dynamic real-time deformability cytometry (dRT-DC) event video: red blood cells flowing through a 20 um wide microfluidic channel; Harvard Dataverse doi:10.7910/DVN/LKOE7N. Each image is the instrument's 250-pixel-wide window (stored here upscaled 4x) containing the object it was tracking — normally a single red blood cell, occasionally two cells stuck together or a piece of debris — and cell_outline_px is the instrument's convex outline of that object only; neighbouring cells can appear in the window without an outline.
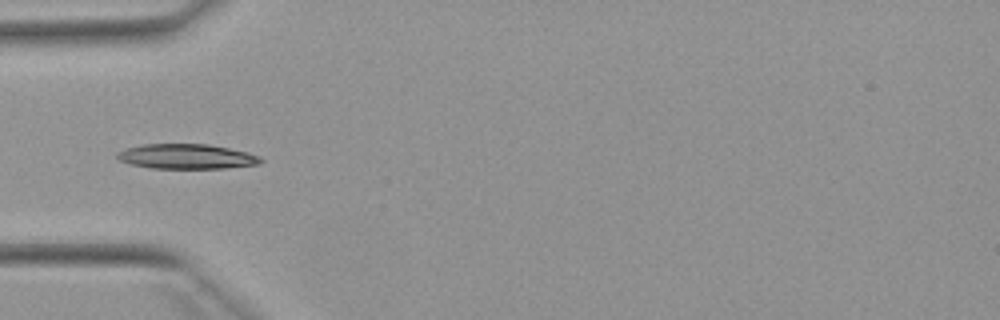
{"species": "Egyptian fruit bat (a non-hibernating species)", "species_latin": "Rousettus aegyptiacus", "temperature_condition": "warm", "stored_images_in_passage": 19, "camera_frame_rate_fps": 3000, "um_per_image_px": 0.085, "animal": {"sex": "female"}, "frame": {"image": 1, "passage_image": 1, "time_ms": 0.0, "image_size_px": [1000, 320], "cell_outline_px": [[264, 160], [260, 164], [224, 168], [152, 168], [132, 164], [120, 160], [116, 156], [116, 152], [124, 148], [144, 144], [208, 144], [248, 152], [260, 156]], "centroid_in_image_um": [15.87, 13.29], "position_along_channel_um": 69.1, "area_um2": 20.81}}
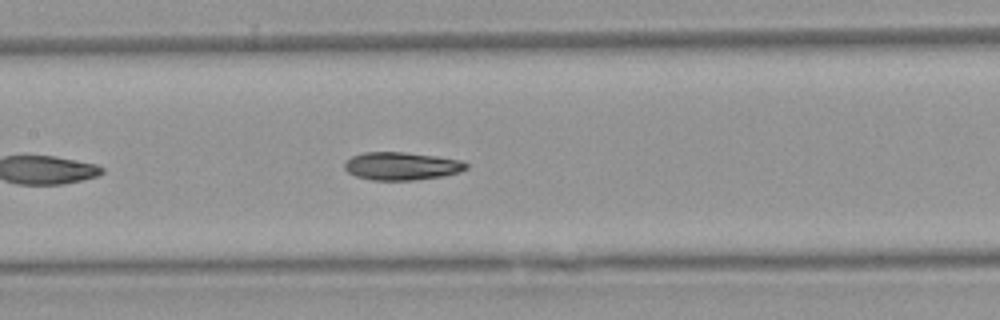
{"frame": {"image": 2, "passage_image": 9, "time_ms": 2.667, "image_size_px": [1000, 320], "cell_outline_px": [[468, 168], [460, 172], [444, 176], [416, 180], [372, 180], [356, 176], [348, 172], [344, 168], [344, 164], [352, 156], [364, 152], [404, 152], [436, 156], [460, 160], [468, 164]], "centroid_in_image_um": [34.15, 14.12], "position_along_channel_um": 173.2, "area_um2": 19.83}}
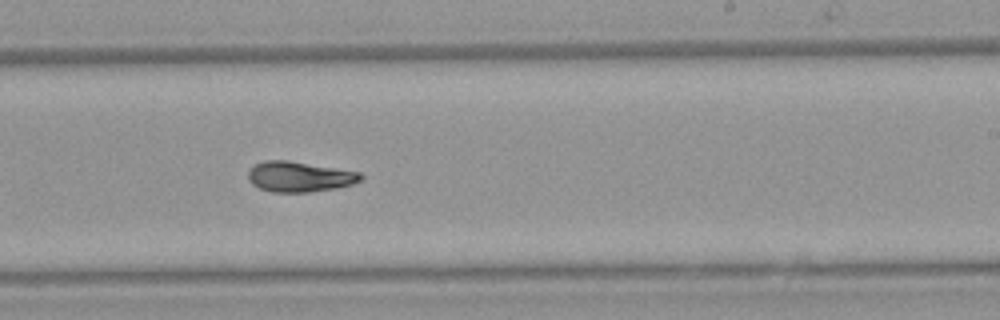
{"frame": {"image": 3, "passage_image": 16, "time_ms": 5.0, "image_size_px": [1000, 320], "cell_outline_px": [[364, 176], [360, 180], [352, 184], [336, 188], [308, 192], [272, 192], [260, 188], [252, 184], [248, 180], [248, 172], [256, 164], [264, 160], [288, 160], [360, 172]], "centroid_in_image_um": [25.45, 15.02], "position_along_channel_um": 263.6, "area_um2": 19.83}}